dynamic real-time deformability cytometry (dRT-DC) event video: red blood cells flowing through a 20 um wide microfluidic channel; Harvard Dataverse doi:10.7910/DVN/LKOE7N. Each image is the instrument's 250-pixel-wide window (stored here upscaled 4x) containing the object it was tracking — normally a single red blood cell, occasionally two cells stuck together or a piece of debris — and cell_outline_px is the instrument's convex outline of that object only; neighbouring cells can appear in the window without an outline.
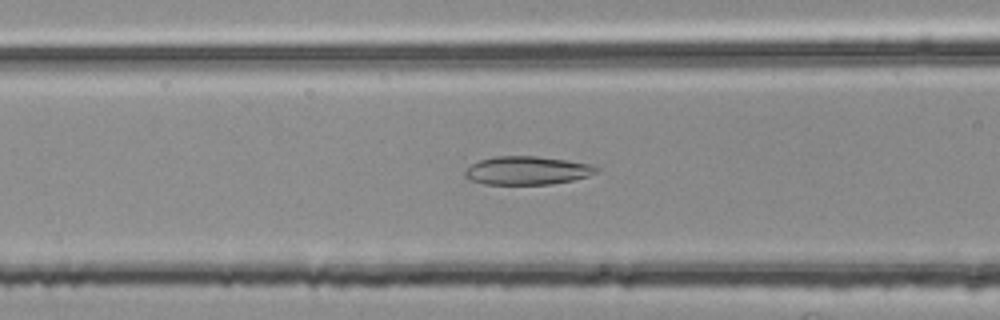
{"species": "common noctule bat (a hibernating species)", "species_latin": "Nyctalus noctula", "temperature_condition": "room temperature", "stored_images_in_passage": 38, "camera_frame_rate_fps": 3000, "um_per_image_px": 0.085, "animal": {"sex": "female", "body_mass_g": 25.1}, "frame": {"image": 1, "passage_image": 6, "time_ms": 1.667, "image_size_px": [1000, 320], "cell_outline_px": [[600, 168], [596, 172], [588, 176], [572, 180], [552, 184], [484, 184], [472, 180], [464, 176], [464, 172], [472, 164], [480, 160], [496, 156], [536, 156], [592, 164]], "centroid_in_image_um": [44.82, 14.49], "position_along_channel_um": 121.8, "area_um2": 21.56}}
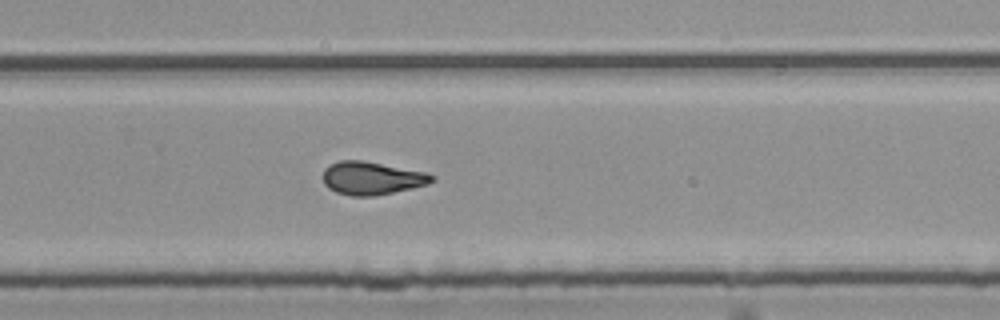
{"frame": {"image": 2, "passage_image": 20, "time_ms": 6.333, "image_size_px": [1000, 320], "cell_outline_px": [[436, 180], [428, 184], [412, 188], [372, 196], [352, 196], [336, 192], [328, 188], [324, 184], [324, 168], [328, 164], [340, 160], [364, 160], [424, 172], [436, 176]], "centroid_in_image_um": [31.59, 15.13], "position_along_channel_um": 298.2, "area_um2": 20.98}}
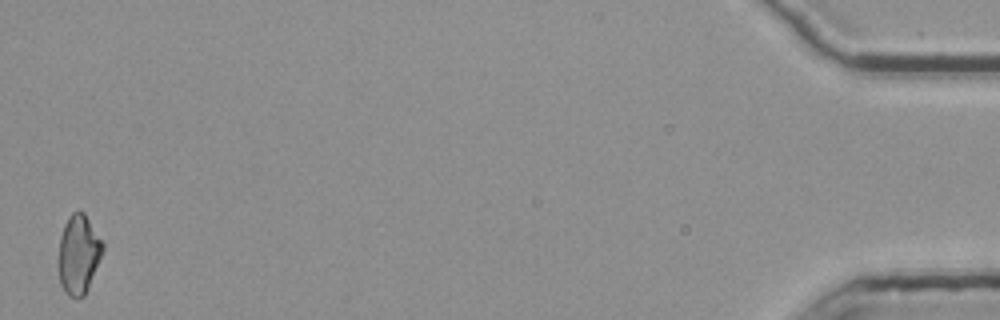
{"frame": {"image": 3, "passage_image": 38, "time_ms": 12.333, "image_size_px": [1000, 320], "cell_outline_px": [[104, 248], [88, 288], [84, 296], [68, 296], [60, 284], [56, 260], [60, 236], [64, 224], [68, 216], [72, 212], [84, 212], [104, 244]], "centroid_in_image_um": [6.63, 21.61], "position_along_channel_um": 428.6, "area_um2": 20.58}, "authors_computed_cell_mechanics": {"area_um2": 20.6346, "velocity_mm_per_s": 3.7838, "shape_relaxation_time_tau1_ms": 8.4748, "shape_relaxation_time_tau2_ms": 2.9274, "deformation_change_tau1": 0.2118, "deformation_change_tau2": 0.0944}}